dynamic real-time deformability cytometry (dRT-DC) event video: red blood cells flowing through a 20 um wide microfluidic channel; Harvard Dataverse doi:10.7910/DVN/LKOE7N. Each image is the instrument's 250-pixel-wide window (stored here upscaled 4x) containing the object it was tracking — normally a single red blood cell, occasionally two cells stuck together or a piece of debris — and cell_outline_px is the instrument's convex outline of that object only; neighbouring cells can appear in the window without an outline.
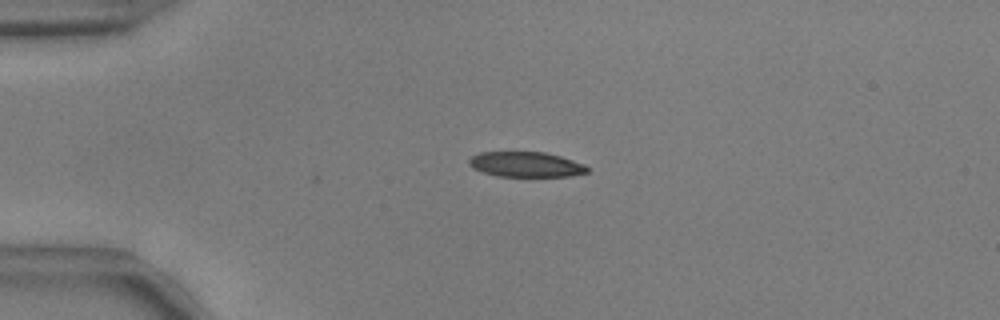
{"species": "common noctule bat (a hibernating species)", "species_latin": "Nyctalus noctula", "temperature_condition": "warm", "stored_images_in_passage": 3, "camera_frame_rate_fps": 3000, "um_per_image_px": 0.085, "animal": {"sex": "male", "body_mass_g": 17.9, "forearm_length_mm": 54.2}, "frame": {"image": 1, "passage_image": 3, "time_ms": 0.667, "image_size_px": [1000, 320], "cell_outline_px": [[588, 172], [572, 176], [496, 176], [472, 168], [468, 164], [468, 160], [472, 156], [480, 152], [544, 152], [560, 156], [584, 164], [588, 168]], "centroid_in_image_um": [44.68, 13.97], "position_along_channel_um": 40.3, "area_um2": 17.28}}